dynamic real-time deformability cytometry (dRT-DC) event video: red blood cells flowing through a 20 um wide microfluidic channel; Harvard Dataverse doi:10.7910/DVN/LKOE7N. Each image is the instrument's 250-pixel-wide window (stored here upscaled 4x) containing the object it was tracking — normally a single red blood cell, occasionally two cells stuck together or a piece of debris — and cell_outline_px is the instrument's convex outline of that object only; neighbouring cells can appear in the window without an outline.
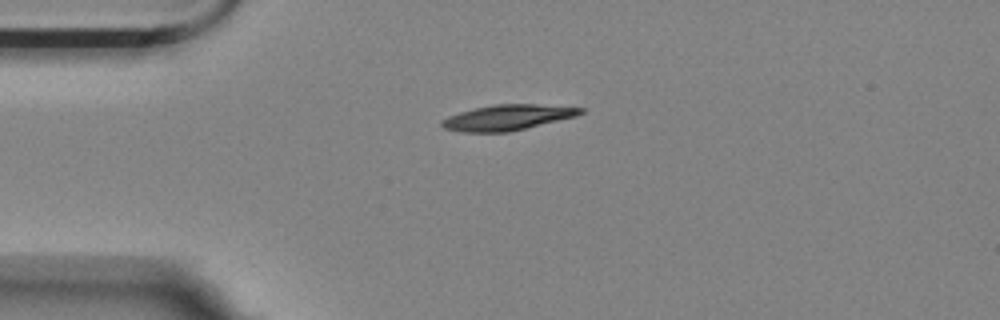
{"species": "Egyptian fruit bat (a non-hibernating species)", "species_latin": "Rousettus aegyptiacus", "temperature_condition": "room temperature", "stored_images_in_passage": 44, "camera_frame_rate_fps": 3000, "um_per_image_px": 0.085, "animal": {"sex": "female"}, "frame": {"image": 1, "passage_image": 1, "time_ms": 0.0, "image_size_px": [1000, 320], "cell_outline_px": [[584, 112], [576, 116], [508, 132], [460, 132], [444, 128], [440, 124], [440, 120], [448, 116], [460, 112], [492, 104], [536, 104], [584, 108]], "centroid_in_image_um": [43.1, 9.98], "position_along_channel_um": 41.9, "area_um2": 20.46}}
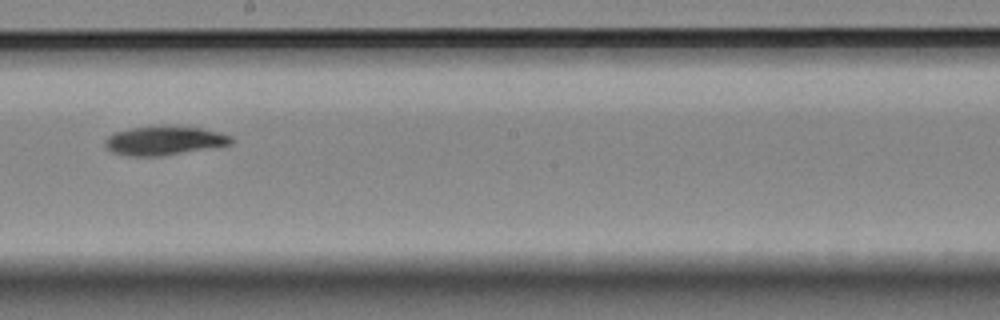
{"frame": {"image": 2, "passage_image": 19, "time_ms": 6.0, "image_size_px": [1000, 320], "cell_outline_px": [[232, 144], [160, 156], [128, 156], [112, 152], [104, 144], [104, 140], [108, 136], [116, 132], [132, 128], [200, 128], [232, 136]], "centroid_in_image_um": [13.92, 11.99], "position_along_channel_um": 234.3, "area_um2": 20.29}}
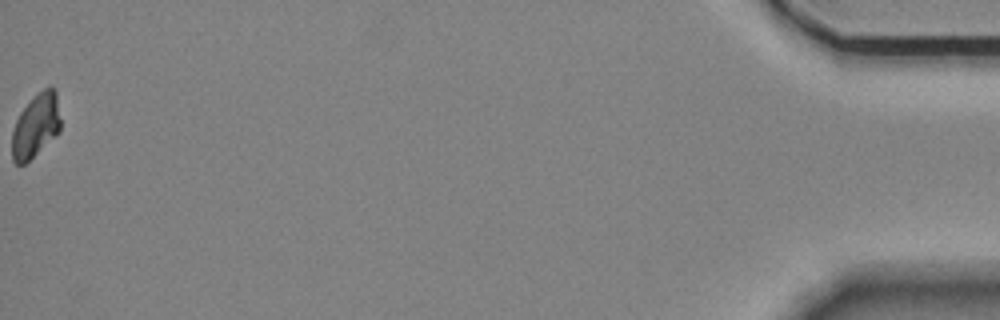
{"frame": {"image": 3, "passage_image": 44, "time_ms": 14.333, "image_size_px": [1000, 320], "cell_outline_px": [[60, 132], [56, 136], [24, 164], [16, 164], [12, 160], [12, 132], [16, 120], [20, 112], [48, 84], [56, 92], [60, 120]], "centroid_in_image_um": [3.04, 10.71], "position_along_channel_um": 432.2, "area_um2": 17.74}, "authors_computed_cell_mechanics": {"area_um2": 20.4901, "velocity_mm_per_s": 3.5574, "shape_relaxation_time_tau1_ms": 3.0051, "shape_relaxation_time_tau2_ms": null, "deformation_change_tau1": 0.1108, "deformation_change_tau2": null}}